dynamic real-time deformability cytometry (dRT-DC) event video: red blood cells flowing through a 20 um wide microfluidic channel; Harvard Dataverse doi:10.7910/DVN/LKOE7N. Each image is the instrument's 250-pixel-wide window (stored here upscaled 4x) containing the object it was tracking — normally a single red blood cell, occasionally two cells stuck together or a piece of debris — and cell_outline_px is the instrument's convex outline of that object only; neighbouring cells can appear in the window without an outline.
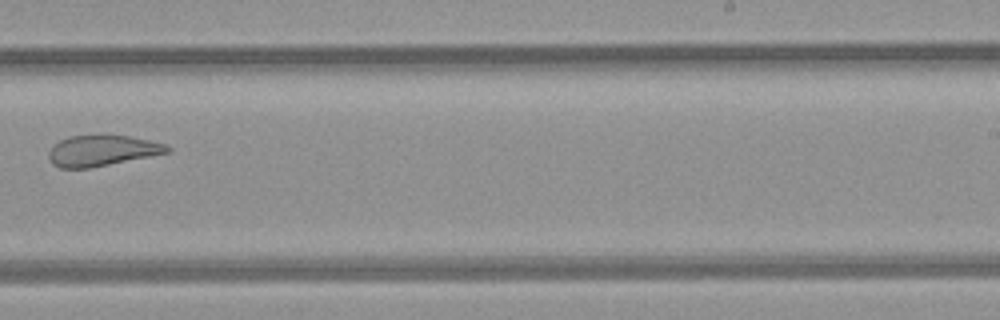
{"species": "common noctule bat (a hibernating species)", "species_latin": "Nyctalus noctula", "temperature_condition": "room temperature", "stored_images_in_passage": 10, "camera_frame_rate_fps": 3000, "um_per_image_px": 0.085, "animal": {"sex": "female", "body_mass_g": 21.9}, "frame": {"image": 1, "passage_image": 9, "time_ms": 9.333, "image_size_px": [1000, 320], "cell_outline_px": [[172, 148], [168, 152], [88, 168], [60, 168], [52, 164], [48, 156], [48, 152], [60, 140], [68, 136], [96, 132], [104, 132], [128, 136], [168, 144]], "centroid_in_image_um": [8.64, 12.74], "position_along_channel_um": 280.4, "area_um2": 21.73}}
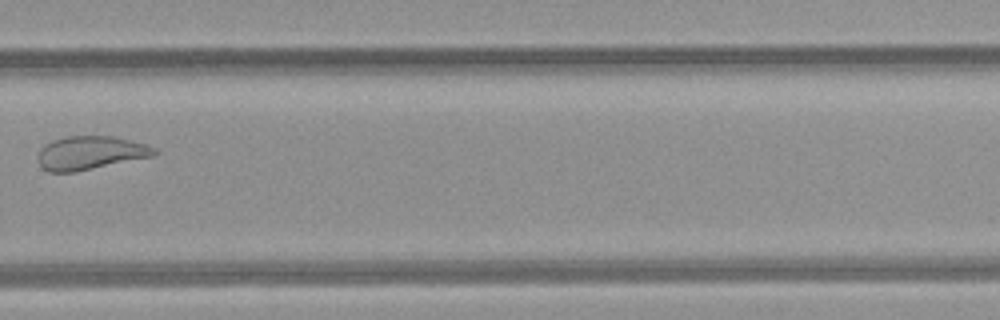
{"frame": {"image": 2, "passage_image": 10, "time_ms": 10.333, "image_size_px": [1000, 320], "cell_outline_px": [[160, 152], [156, 156], [76, 172], [48, 172], [40, 168], [36, 160], [40, 148], [44, 144], [52, 140], [68, 136], [112, 136], [144, 144], [156, 148]], "centroid_in_image_um": [7.66, 13.01], "position_along_channel_um": 322.1, "area_um2": 23.18}}